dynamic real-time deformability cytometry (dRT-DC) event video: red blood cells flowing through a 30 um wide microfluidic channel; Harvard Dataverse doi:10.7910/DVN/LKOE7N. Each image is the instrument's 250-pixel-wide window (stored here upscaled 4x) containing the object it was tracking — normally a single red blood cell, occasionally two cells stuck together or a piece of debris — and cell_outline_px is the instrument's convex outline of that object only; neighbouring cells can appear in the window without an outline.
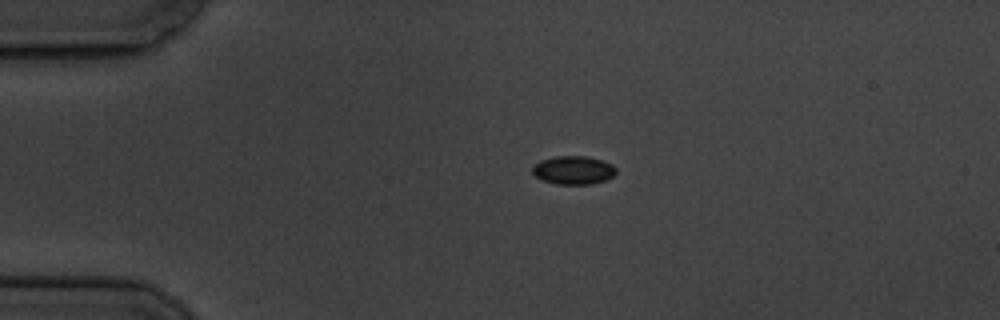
{"species": "common noctule bat (a hibernating species)", "species_latin": "Nyctalus noctula", "temperature_condition": "cold", "stored_images_in_passage": 7, "camera_frame_rate_fps": 3000, "um_per_image_px": 0.085, "animal": {"sex": "male", "body_mass_g": 19.5, "forearm_length_mm": 54.6}, "frame": {"image": 1, "passage_image": 1, "time_ms": 0.0, "image_size_px": [1000, 320], "cell_outline_px": [[616, 172], [612, 176], [604, 180], [592, 184], [556, 184], [540, 180], [532, 172], [532, 168], [540, 160], [556, 156], [584, 156], [604, 160], [612, 164], [616, 168]], "centroid_in_image_um": [48.73, 14.46], "position_along_channel_um": 36.3, "area_um2": 13.87}}
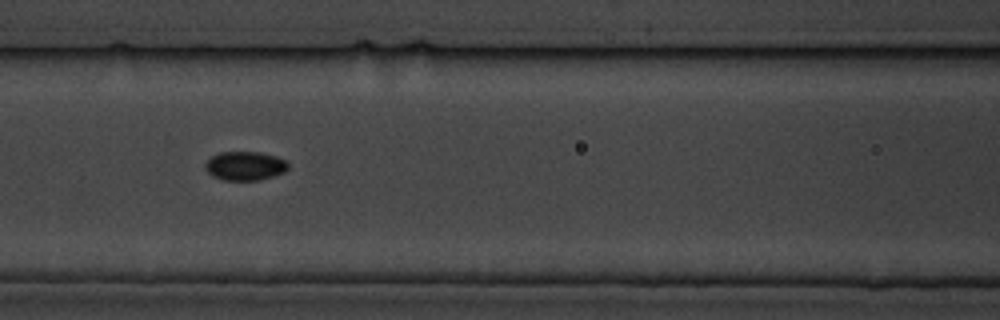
{"frame": {"image": 2, "passage_image": 4, "time_ms": 4.333, "image_size_px": [1000, 320], "cell_outline_px": [[288, 168], [284, 172], [260, 180], [224, 180], [212, 176], [204, 168], [204, 164], [212, 156], [220, 152], [260, 152], [276, 156], [288, 160]], "centroid_in_image_um": [20.83, 14.09], "position_along_channel_um": 145.8, "area_um2": 14.05}}
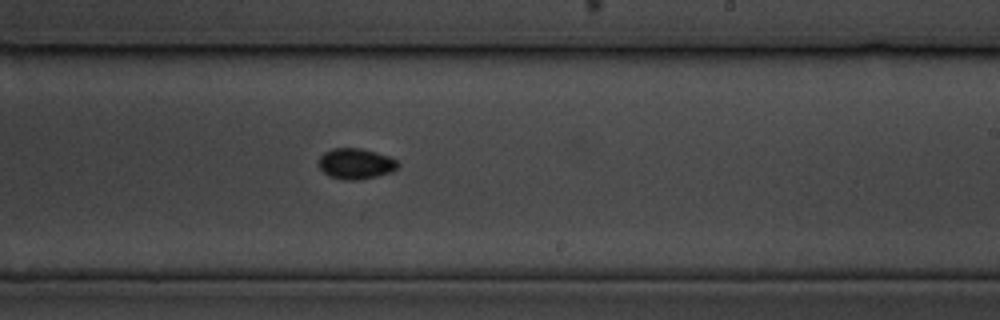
{"frame": {"image": 3, "passage_image": 7, "time_ms": 7.667, "image_size_px": [1000, 320], "cell_outline_px": [[400, 164], [396, 168], [388, 172], [376, 176], [356, 180], [344, 180], [328, 176], [320, 168], [320, 156], [324, 152], [332, 148], [360, 148], [376, 152], [388, 156], [396, 160]], "centroid_in_image_um": [30.22, 13.91], "position_along_channel_um": 258.8, "area_um2": 13.99}}